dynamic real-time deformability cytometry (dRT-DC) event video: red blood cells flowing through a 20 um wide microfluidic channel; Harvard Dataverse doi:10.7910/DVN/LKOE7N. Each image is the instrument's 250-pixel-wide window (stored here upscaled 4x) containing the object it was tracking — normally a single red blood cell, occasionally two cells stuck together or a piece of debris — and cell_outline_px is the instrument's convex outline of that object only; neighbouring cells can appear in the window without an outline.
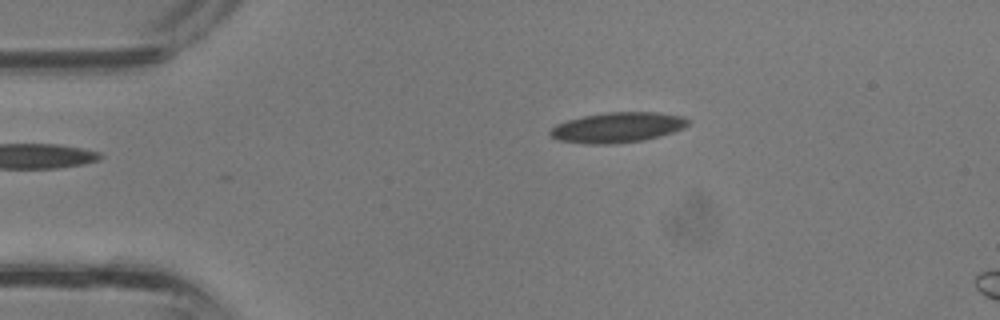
{"species": "common noctule bat (a hibernating species)", "species_latin": "Nyctalus noctula", "temperature_condition": "room temperature", "stored_images_in_passage": 5, "camera_frame_rate_fps": 3000, "um_per_image_px": 0.085, "animal": {"sex": "male", "body_mass_g": 13.3}, "frame": {"image": 1, "passage_image": 1, "time_ms": 0.0, "image_size_px": [1000, 320], "cell_outline_px": [[688, 124], [672, 132], [640, 140], [608, 144], [588, 144], [560, 140], [552, 136], [548, 132], [556, 124], [568, 120], [584, 116], [608, 112], [652, 112], [680, 116], [688, 120]], "centroid_in_image_um": [52.42, 10.82], "position_along_channel_um": 32.6, "area_um2": 23.58}}